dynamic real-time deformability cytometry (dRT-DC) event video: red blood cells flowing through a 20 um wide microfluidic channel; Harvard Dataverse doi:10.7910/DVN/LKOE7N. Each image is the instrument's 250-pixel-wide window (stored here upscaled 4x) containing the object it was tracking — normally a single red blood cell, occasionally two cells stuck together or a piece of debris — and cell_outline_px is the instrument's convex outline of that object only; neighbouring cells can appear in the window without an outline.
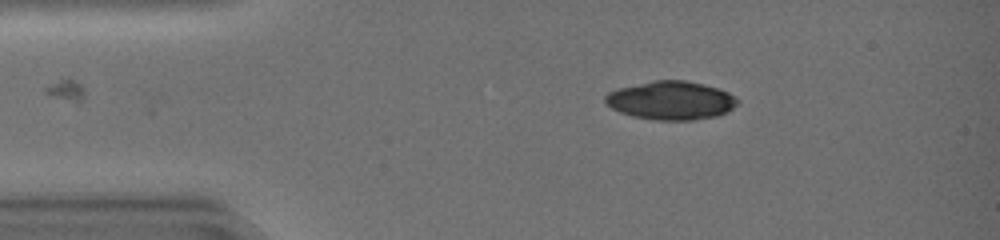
{"species": "common noctule bat (a hibernating species)", "species_latin": "Nyctalus noctula", "temperature_condition": "warm", "stored_images_in_passage": 38, "camera_frame_rate_fps": 3000, "um_per_image_px": 0.085, "animal": {"sex": "female", "body_mass_g": 19.0, "forearm_length_mm": 51.5}, "frame": {"image": 1, "passage_image": 2, "time_ms": 0.333, "image_size_px": [1000, 240], "cell_outline_px": [[740, 100], [728, 112], [716, 116], [692, 120], [652, 120], [632, 116], [620, 112], [612, 108], [604, 100], [604, 96], [608, 92], [616, 88], [652, 80], [684, 80], [704, 84], [720, 88], [736, 96]], "centroid_in_image_um": [57.03, 8.53], "position_along_channel_um": 28.0, "area_um2": 30.0}}
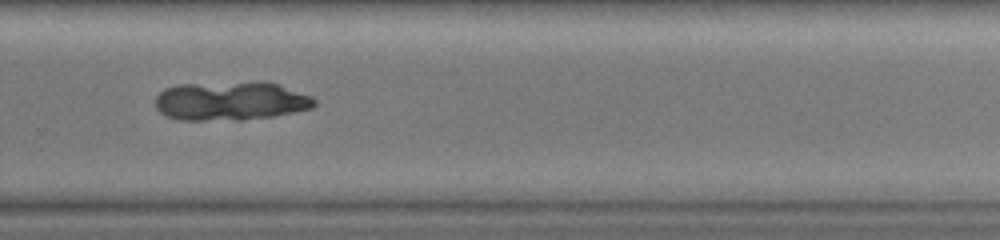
{"frame": {"image": 2, "passage_image": 25, "time_ms": 8.0, "image_size_px": [1000, 240], "cell_outline_px": [[316, 104], [312, 108], [272, 116], [244, 120], [180, 120], [168, 116], [160, 112], [156, 108], [156, 96], [164, 88], [180, 84], [256, 80], [264, 80], [312, 96], [316, 100]], "centroid_in_image_um": [19.6, 8.56], "position_along_channel_um": 310.2, "area_um2": 36.53}}
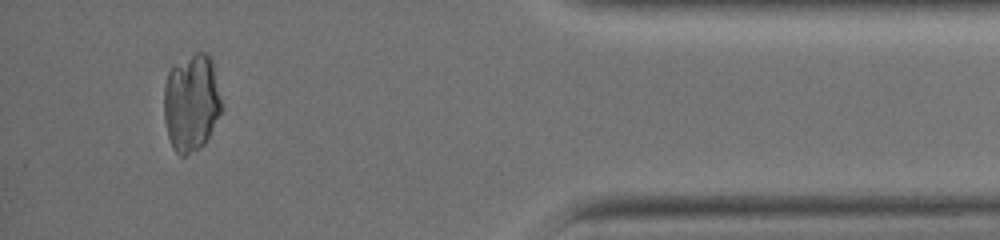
{"frame": {"image": 3, "passage_image": 35, "time_ms": 11.333, "image_size_px": [1000, 240], "cell_outline_px": [[224, 104], [208, 140], [204, 144], [184, 156], [180, 156], [172, 148], [168, 136], [164, 120], [164, 84], [168, 72], [172, 68], [196, 52], [208, 52], [212, 60]], "centroid_in_image_um": [16.29, 8.74], "position_along_channel_um": 418.9, "area_um2": 33.06}}